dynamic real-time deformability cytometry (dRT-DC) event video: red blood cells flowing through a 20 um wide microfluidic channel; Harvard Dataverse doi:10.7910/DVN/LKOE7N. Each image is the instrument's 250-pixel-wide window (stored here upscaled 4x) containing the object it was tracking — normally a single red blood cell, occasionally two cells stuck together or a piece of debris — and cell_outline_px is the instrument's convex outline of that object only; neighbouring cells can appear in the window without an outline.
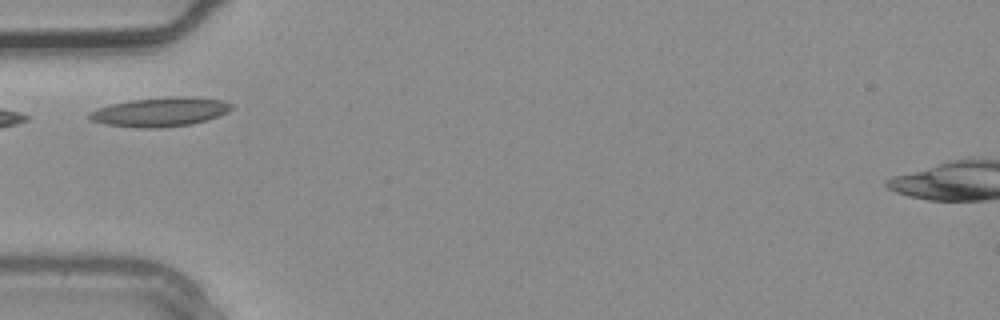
{"species": "common noctule bat (a hibernating species)", "species_latin": "Nyctalus noctula", "temperature_condition": "warm", "stored_images_in_passage": 2, "camera_frame_rate_fps": 3000, "um_per_image_px": 0.085, "animal": {"sex": "male", "body_mass_g": 20.4}, "frame": {"image": 1, "passage_image": 2, "time_ms": 0.333, "image_size_px": [1000, 320], "cell_outline_px": [[232, 108], [228, 112], [208, 120], [192, 124], [160, 128], [136, 128], [104, 124], [88, 120], [88, 112], [112, 104], [132, 100], [176, 96], [192, 96], [224, 100], [232, 104]], "centroid_in_image_um": [13.64, 9.52], "position_along_channel_um": 71.4, "area_um2": 24.33}}